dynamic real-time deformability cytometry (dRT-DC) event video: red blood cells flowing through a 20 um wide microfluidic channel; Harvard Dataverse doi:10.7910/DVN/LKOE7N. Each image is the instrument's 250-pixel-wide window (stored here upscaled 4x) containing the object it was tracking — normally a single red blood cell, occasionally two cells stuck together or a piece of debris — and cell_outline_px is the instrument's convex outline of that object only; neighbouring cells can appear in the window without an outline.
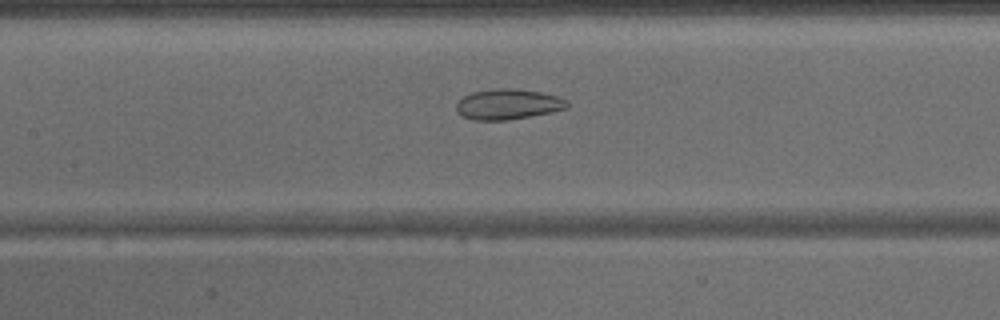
{"species": "common noctule bat (a hibernating species)", "species_latin": "Nyctalus noctula", "temperature_condition": "warm", "stored_images_in_passage": 45, "camera_frame_rate_fps": 3000, "um_per_image_px": 0.085, "animal": {"sex": "male", "body_mass_g": 15.6}, "frame": {"image": 1, "passage_image": 21, "time_ms": 6.667, "image_size_px": [1000, 320], "cell_outline_px": [[568, 108], [552, 112], [508, 120], [472, 120], [460, 116], [456, 112], [456, 104], [464, 96], [472, 92], [496, 88], [516, 88], [540, 92], [556, 96], [568, 100]], "centroid_in_image_um": [43.16, 8.86], "position_along_channel_um": 164.2, "area_um2": 19.83}}
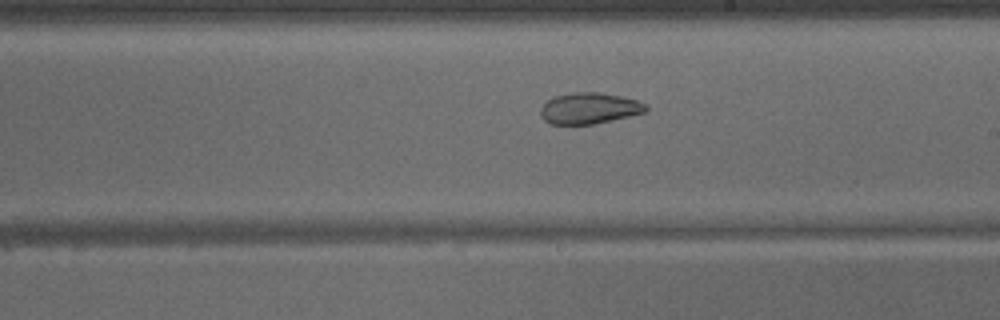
{"frame": {"image": 2, "passage_image": 26, "time_ms": 8.333, "image_size_px": [1000, 320], "cell_outline_px": [[648, 112], [592, 124], [548, 124], [540, 116], [540, 108], [548, 100], [556, 96], [572, 92], [600, 92], [620, 96], [636, 100], [644, 104], [648, 108]], "centroid_in_image_um": [50.07, 9.2], "position_along_channel_um": 238.9, "area_um2": 19.07}}
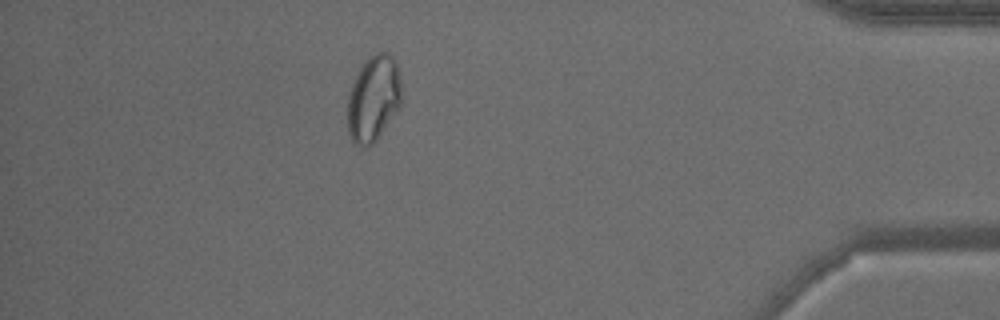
{"frame": {"image": 3, "passage_image": 40, "time_ms": 13.0, "image_size_px": [1000, 320], "cell_outline_px": [[400, 108], [376, 140], [368, 148], [360, 148], [352, 140], [348, 132], [348, 96], [352, 84], [364, 60], [368, 56], [376, 52], [388, 52], [396, 60], [400, 72]], "centroid_in_image_um": [31.75, 8.37], "position_along_channel_um": 403.4, "area_um2": 27.34}}